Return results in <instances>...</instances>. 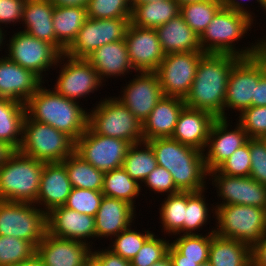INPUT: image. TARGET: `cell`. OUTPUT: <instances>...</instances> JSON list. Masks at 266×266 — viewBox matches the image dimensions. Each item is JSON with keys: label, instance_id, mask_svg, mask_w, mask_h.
<instances>
[{"label": "cell", "instance_id": "cell-45", "mask_svg": "<svg viewBox=\"0 0 266 266\" xmlns=\"http://www.w3.org/2000/svg\"><path fill=\"white\" fill-rule=\"evenodd\" d=\"M169 240L157 238L153 233L142 245L136 256L130 260L131 266H151L168 255Z\"/></svg>", "mask_w": 266, "mask_h": 266}, {"label": "cell", "instance_id": "cell-35", "mask_svg": "<svg viewBox=\"0 0 266 266\" xmlns=\"http://www.w3.org/2000/svg\"><path fill=\"white\" fill-rule=\"evenodd\" d=\"M141 146L144 149H141ZM156 166L157 161L154 150L147 141L131 144L122 164V168L126 173L139 184L146 179Z\"/></svg>", "mask_w": 266, "mask_h": 266}, {"label": "cell", "instance_id": "cell-57", "mask_svg": "<svg viewBox=\"0 0 266 266\" xmlns=\"http://www.w3.org/2000/svg\"><path fill=\"white\" fill-rule=\"evenodd\" d=\"M54 6H84L88 0H50Z\"/></svg>", "mask_w": 266, "mask_h": 266}, {"label": "cell", "instance_id": "cell-64", "mask_svg": "<svg viewBox=\"0 0 266 266\" xmlns=\"http://www.w3.org/2000/svg\"><path fill=\"white\" fill-rule=\"evenodd\" d=\"M85 266H99L92 258L86 263Z\"/></svg>", "mask_w": 266, "mask_h": 266}, {"label": "cell", "instance_id": "cell-43", "mask_svg": "<svg viewBox=\"0 0 266 266\" xmlns=\"http://www.w3.org/2000/svg\"><path fill=\"white\" fill-rule=\"evenodd\" d=\"M144 232L146 233L134 231L130 225L115 237V241H112L113 245L111 244L108 249L124 259L131 260L136 256L144 242L153 234L149 230Z\"/></svg>", "mask_w": 266, "mask_h": 266}, {"label": "cell", "instance_id": "cell-53", "mask_svg": "<svg viewBox=\"0 0 266 266\" xmlns=\"http://www.w3.org/2000/svg\"><path fill=\"white\" fill-rule=\"evenodd\" d=\"M168 255L171 259L172 266H199L208 261L183 259V255L172 244L169 246Z\"/></svg>", "mask_w": 266, "mask_h": 266}, {"label": "cell", "instance_id": "cell-40", "mask_svg": "<svg viewBox=\"0 0 266 266\" xmlns=\"http://www.w3.org/2000/svg\"><path fill=\"white\" fill-rule=\"evenodd\" d=\"M35 253L36 247L31 242L0 235V266H15Z\"/></svg>", "mask_w": 266, "mask_h": 266}, {"label": "cell", "instance_id": "cell-34", "mask_svg": "<svg viewBox=\"0 0 266 266\" xmlns=\"http://www.w3.org/2000/svg\"><path fill=\"white\" fill-rule=\"evenodd\" d=\"M62 163L65 165L72 188L102 191L104 172L86 162L75 151Z\"/></svg>", "mask_w": 266, "mask_h": 266}, {"label": "cell", "instance_id": "cell-32", "mask_svg": "<svg viewBox=\"0 0 266 266\" xmlns=\"http://www.w3.org/2000/svg\"><path fill=\"white\" fill-rule=\"evenodd\" d=\"M131 24L156 29L180 14V4L175 0L132 3Z\"/></svg>", "mask_w": 266, "mask_h": 266}, {"label": "cell", "instance_id": "cell-6", "mask_svg": "<svg viewBox=\"0 0 266 266\" xmlns=\"http://www.w3.org/2000/svg\"><path fill=\"white\" fill-rule=\"evenodd\" d=\"M88 112L87 126L96 134L135 144L144 141L142 123L117 97L105 98Z\"/></svg>", "mask_w": 266, "mask_h": 266}, {"label": "cell", "instance_id": "cell-5", "mask_svg": "<svg viewBox=\"0 0 266 266\" xmlns=\"http://www.w3.org/2000/svg\"><path fill=\"white\" fill-rule=\"evenodd\" d=\"M44 162L15 150L0 167V200L35 203Z\"/></svg>", "mask_w": 266, "mask_h": 266}, {"label": "cell", "instance_id": "cell-19", "mask_svg": "<svg viewBox=\"0 0 266 266\" xmlns=\"http://www.w3.org/2000/svg\"><path fill=\"white\" fill-rule=\"evenodd\" d=\"M90 246V242L58 238L47 232L37 245L36 254L44 266H85L91 259Z\"/></svg>", "mask_w": 266, "mask_h": 266}, {"label": "cell", "instance_id": "cell-28", "mask_svg": "<svg viewBox=\"0 0 266 266\" xmlns=\"http://www.w3.org/2000/svg\"><path fill=\"white\" fill-rule=\"evenodd\" d=\"M53 11L54 4L50 0H26L21 22H24V32L56 47Z\"/></svg>", "mask_w": 266, "mask_h": 266}, {"label": "cell", "instance_id": "cell-55", "mask_svg": "<svg viewBox=\"0 0 266 266\" xmlns=\"http://www.w3.org/2000/svg\"><path fill=\"white\" fill-rule=\"evenodd\" d=\"M255 106H266V72L255 85Z\"/></svg>", "mask_w": 266, "mask_h": 266}, {"label": "cell", "instance_id": "cell-50", "mask_svg": "<svg viewBox=\"0 0 266 266\" xmlns=\"http://www.w3.org/2000/svg\"><path fill=\"white\" fill-rule=\"evenodd\" d=\"M25 2L26 0H0V24L22 21Z\"/></svg>", "mask_w": 266, "mask_h": 266}, {"label": "cell", "instance_id": "cell-56", "mask_svg": "<svg viewBox=\"0 0 266 266\" xmlns=\"http://www.w3.org/2000/svg\"><path fill=\"white\" fill-rule=\"evenodd\" d=\"M15 150L6 142L0 140V167L8 160Z\"/></svg>", "mask_w": 266, "mask_h": 266}, {"label": "cell", "instance_id": "cell-58", "mask_svg": "<svg viewBox=\"0 0 266 266\" xmlns=\"http://www.w3.org/2000/svg\"><path fill=\"white\" fill-rule=\"evenodd\" d=\"M15 266H44L43 262L41 261L40 257L35 253L32 257L29 259L20 262L19 264Z\"/></svg>", "mask_w": 266, "mask_h": 266}, {"label": "cell", "instance_id": "cell-61", "mask_svg": "<svg viewBox=\"0 0 266 266\" xmlns=\"http://www.w3.org/2000/svg\"><path fill=\"white\" fill-rule=\"evenodd\" d=\"M177 3L180 5H184L187 3H192V2H198V1H203V0H175Z\"/></svg>", "mask_w": 266, "mask_h": 266}, {"label": "cell", "instance_id": "cell-14", "mask_svg": "<svg viewBox=\"0 0 266 266\" xmlns=\"http://www.w3.org/2000/svg\"><path fill=\"white\" fill-rule=\"evenodd\" d=\"M130 143L121 139L98 135L88 126L75 141V152L100 171L122 167Z\"/></svg>", "mask_w": 266, "mask_h": 266}, {"label": "cell", "instance_id": "cell-60", "mask_svg": "<svg viewBox=\"0 0 266 266\" xmlns=\"http://www.w3.org/2000/svg\"><path fill=\"white\" fill-rule=\"evenodd\" d=\"M260 42V54L266 59V36Z\"/></svg>", "mask_w": 266, "mask_h": 266}, {"label": "cell", "instance_id": "cell-3", "mask_svg": "<svg viewBox=\"0 0 266 266\" xmlns=\"http://www.w3.org/2000/svg\"><path fill=\"white\" fill-rule=\"evenodd\" d=\"M42 86L25 103L26 114L76 141L87 128L88 112L80 107L79 102Z\"/></svg>", "mask_w": 266, "mask_h": 266}, {"label": "cell", "instance_id": "cell-17", "mask_svg": "<svg viewBox=\"0 0 266 266\" xmlns=\"http://www.w3.org/2000/svg\"><path fill=\"white\" fill-rule=\"evenodd\" d=\"M125 43L136 72H155L165 57L156 29L129 24Z\"/></svg>", "mask_w": 266, "mask_h": 266}, {"label": "cell", "instance_id": "cell-12", "mask_svg": "<svg viewBox=\"0 0 266 266\" xmlns=\"http://www.w3.org/2000/svg\"><path fill=\"white\" fill-rule=\"evenodd\" d=\"M6 45L9 53L7 57L11 61L31 70L41 79L43 71L46 73L53 65L58 66V60L62 55L54 45L24 31L14 33Z\"/></svg>", "mask_w": 266, "mask_h": 266}, {"label": "cell", "instance_id": "cell-27", "mask_svg": "<svg viewBox=\"0 0 266 266\" xmlns=\"http://www.w3.org/2000/svg\"><path fill=\"white\" fill-rule=\"evenodd\" d=\"M103 83L104 77H113L125 75L134 70L127 51L125 39L108 43L95 49L90 56L86 58Z\"/></svg>", "mask_w": 266, "mask_h": 266}, {"label": "cell", "instance_id": "cell-25", "mask_svg": "<svg viewBox=\"0 0 266 266\" xmlns=\"http://www.w3.org/2000/svg\"><path fill=\"white\" fill-rule=\"evenodd\" d=\"M135 209L127 201L104 196L95 215L96 238L110 236L113 239L127 229L133 223Z\"/></svg>", "mask_w": 266, "mask_h": 266}, {"label": "cell", "instance_id": "cell-9", "mask_svg": "<svg viewBox=\"0 0 266 266\" xmlns=\"http://www.w3.org/2000/svg\"><path fill=\"white\" fill-rule=\"evenodd\" d=\"M48 232L47 213L34 203L0 200V235L14 236L35 247Z\"/></svg>", "mask_w": 266, "mask_h": 266}, {"label": "cell", "instance_id": "cell-47", "mask_svg": "<svg viewBox=\"0 0 266 266\" xmlns=\"http://www.w3.org/2000/svg\"><path fill=\"white\" fill-rule=\"evenodd\" d=\"M251 158L249 151V139L234 153L221 163L216 169L225 175L247 177L250 175Z\"/></svg>", "mask_w": 266, "mask_h": 266}, {"label": "cell", "instance_id": "cell-63", "mask_svg": "<svg viewBox=\"0 0 266 266\" xmlns=\"http://www.w3.org/2000/svg\"><path fill=\"white\" fill-rule=\"evenodd\" d=\"M154 1H161V0H131V3H148Z\"/></svg>", "mask_w": 266, "mask_h": 266}, {"label": "cell", "instance_id": "cell-4", "mask_svg": "<svg viewBox=\"0 0 266 266\" xmlns=\"http://www.w3.org/2000/svg\"><path fill=\"white\" fill-rule=\"evenodd\" d=\"M253 24L248 16L221 7L199 37L204 53L231 54L238 58H248L260 53V42L245 49H236L235 45ZM234 43V44H233Z\"/></svg>", "mask_w": 266, "mask_h": 266}, {"label": "cell", "instance_id": "cell-1", "mask_svg": "<svg viewBox=\"0 0 266 266\" xmlns=\"http://www.w3.org/2000/svg\"><path fill=\"white\" fill-rule=\"evenodd\" d=\"M239 59L231 54L205 53L198 63L189 93L184 98L185 105L223 118L228 78Z\"/></svg>", "mask_w": 266, "mask_h": 266}, {"label": "cell", "instance_id": "cell-31", "mask_svg": "<svg viewBox=\"0 0 266 266\" xmlns=\"http://www.w3.org/2000/svg\"><path fill=\"white\" fill-rule=\"evenodd\" d=\"M250 256L247 244L212 233L208 256L211 266H251Z\"/></svg>", "mask_w": 266, "mask_h": 266}, {"label": "cell", "instance_id": "cell-51", "mask_svg": "<svg viewBox=\"0 0 266 266\" xmlns=\"http://www.w3.org/2000/svg\"><path fill=\"white\" fill-rule=\"evenodd\" d=\"M91 258L99 266H131L130 260L124 259L119 255L114 254L109 249H102V251H92Z\"/></svg>", "mask_w": 266, "mask_h": 266}, {"label": "cell", "instance_id": "cell-20", "mask_svg": "<svg viewBox=\"0 0 266 266\" xmlns=\"http://www.w3.org/2000/svg\"><path fill=\"white\" fill-rule=\"evenodd\" d=\"M229 125L227 118H216L211 126L206 147L207 152L204 153L205 166L208 172L216 169L249 139L239 123L231 131L228 130Z\"/></svg>", "mask_w": 266, "mask_h": 266}, {"label": "cell", "instance_id": "cell-46", "mask_svg": "<svg viewBox=\"0 0 266 266\" xmlns=\"http://www.w3.org/2000/svg\"><path fill=\"white\" fill-rule=\"evenodd\" d=\"M237 121L249 138L266 137V106H251L239 114Z\"/></svg>", "mask_w": 266, "mask_h": 266}, {"label": "cell", "instance_id": "cell-41", "mask_svg": "<svg viewBox=\"0 0 266 266\" xmlns=\"http://www.w3.org/2000/svg\"><path fill=\"white\" fill-rule=\"evenodd\" d=\"M212 229L208 235L191 234L179 235L171 244L183 255V259L208 260L209 247L211 244Z\"/></svg>", "mask_w": 266, "mask_h": 266}, {"label": "cell", "instance_id": "cell-7", "mask_svg": "<svg viewBox=\"0 0 266 266\" xmlns=\"http://www.w3.org/2000/svg\"><path fill=\"white\" fill-rule=\"evenodd\" d=\"M215 208V209H214ZM215 214V234L247 244L250 248L266 233L264 209L257 206L217 205Z\"/></svg>", "mask_w": 266, "mask_h": 266}, {"label": "cell", "instance_id": "cell-16", "mask_svg": "<svg viewBox=\"0 0 266 266\" xmlns=\"http://www.w3.org/2000/svg\"><path fill=\"white\" fill-rule=\"evenodd\" d=\"M217 193L223 200L219 205H245L266 207V185L260 184L250 176L236 177L220 173L217 169L208 172ZM214 177V178H213Z\"/></svg>", "mask_w": 266, "mask_h": 266}, {"label": "cell", "instance_id": "cell-10", "mask_svg": "<svg viewBox=\"0 0 266 266\" xmlns=\"http://www.w3.org/2000/svg\"><path fill=\"white\" fill-rule=\"evenodd\" d=\"M266 72V59L256 56L240 58L232 67L226 89L223 118H228L225 110L240 111L255 106V85ZM227 108V109H226Z\"/></svg>", "mask_w": 266, "mask_h": 266}, {"label": "cell", "instance_id": "cell-44", "mask_svg": "<svg viewBox=\"0 0 266 266\" xmlns=\"http://www.w3.org/2000/svg\"><path fill=\"white\" fill-rule=\"evenodd\" d=\"M103 197L102 191L72 188L64 206L95 217Z\"/></svg>", "mask_w": 266, "mask_h": 266}, {"label": "cell", "instance_id": "cell-21", "mask_svg": "<svg viewBox=\"0 0 266 266\" xmlns=\"http://www.w3.org/2000/svg\"><path fill=\"white\" fill-rule=\"evenodd\" d=\"M47 227L48 233L58 238L84 243H88L87 238H96L95 217L78 213L64 205L47 213Z\"/></svg>", "mask_w": 266, "mask_h": 266}, {"label": "cell", "instance_id": "cell-52", "mask_svg": "<svg viewBox=\"0 0 266 266\" xmlns=\"http://www.w3.org/2000/svg\"><path fill=\"white\" fill-rule=\"evenodd\" d=\"M251 266H266V233L251 247Z\"/></svg>", "mask_w": 266, "mask_h": 266}, {"label": "cell", "instance_id": "cell-13", "mask_svg": "<svg viewBox=\"0 0 266 266\" xmlns=\"http://www.w3.org/2000/svg\"><path fill=\"white\" fill-rule=\"evenodd\" d=\"M202 51L166 54L155 71L163 95L185 98L196 75Z\"/></svg>", "mask_w": 266, "mask_h": 266}, {"label": "cell", "instance_id": "cell-23", "mask_svg": "<svg viewBox=\"0 0 266 266\" xmlns=\"http://www.w3.org/2000/svg\"><path fill=\"white\" fill-rule=\"evenodd\" d=\"M215 119L216 117L207 111L185 106L181 110L171 138L204 153Z\"/></svg>", "mask_w": 266, "mask_h": 266}, {"label": "cell", "instance_id": "cell-29", "mask_svg": "<svg viewBox=\"0 0 266 266\" xmlns=\"http://www.w3.org/2000/svg\"><path fill=\"white\" fill-rule=\"evenodd\" d=\"M165 54L202 51L199 36L186 24L179 14L156 28Z\"/></svg>", "mask_w": 266, "mask_h": 266}, {"label": "cell", "instance_id": "cell-59", "mask_svg": "<svg viewBox=\"0 0 266 266\" xmlns=\"http://www.w3.org/2000/svg\"><path fill=\"white\" fill-rule=\"evenodd\" d=\"M151 266H172L171 259L169 258V255H167L165 258L161 259L158 262H155Z\"/></svg>", "mask_w": 266, "mask_h": 266}, {"label": "cell", "instance_id": "cell-65", "mask_svg": "<svg viewBox=\"0 0 266 266\" xmlns=\"http://www.w3.org/2000/svg\"><path fill=\"white\" fill-rule=\"evenodd\" d=\"M199 266H211V264L207 261L205 263L200 264Z\"/></svg>", "mask_w": 266, "mask_h": 266}, {"label": "cell", "instance_id": "cell-18", "mask_svg": "<svg viewBox=\"0 0 266 266\" xmlns=\"http://www.w3.org/2000/svg\"><path fill=\"white\" fill-rule=\"evenodd\" d=\"M121 91L119 99L143 124L158 101L163 97L156 72L140 71Z\"/></svg>", "mask_w": 266, "mask_h": 266}, {"label": "cell", "instance_id": "cell-26", "mask_svg": "<svg viewBox=\"0 0 266 266\" xmlns=\"http://www.w3.org/2000/svg\"><path fill=\"white\" fill-rule=\"evenodd\" d=\"M185 106L183 98L163 95L142 124L144 141L171 137Z\"/></svg>", "mask_w": 266, "mask_h": 266}, {"label": "cell", "instance_id": "cell-66", "mask_svg": "<svg viewBox=\"0 0 266 266\" xmlns=\"http://www.w3.org/2000/svg\"><path fill=\"white\" fill-rule=\"evenodd\" d=\"M264 218H265V229H266V207L264 208Z\"/></svg>", "mask_w": 266, "mask_h": 266}, {"label": "cell", "instance_id": "cell-36", "mask_svg": "<svg viewBox=\"0 0 266 266\" xmlns=\"http://www.w3.org/2000/svg\"><path fill=\"white\" fill-rule=\"evenodd\" d=\"M141 191L140 184L120 167L104 173L102 193L106 197L127 201L135 207V197Z\"/></svg>", "mask_w": 266, "mask_h": 266}, {"label": "cell", "instance_id": "cell-67", "mask_svg": "<svg viewBox=\"0 0 266 266\" xmlns=\"http://www.w3.org/2000/svg\"><path fill=\"white\" fill-rule=\"evenodd\" d=\"M261 2L266 7V0H261Z\"/></svg>", "mask_w": 266, "mask_h": 266}, {"label": "cell", "instance_id": "cell-62", "mask_svg": "<svg viewBox=\"0 0 266 266\" xmlns=\"http://www.w3.org/2000/svg\"><path fill=\"white\" fill-rule=\"evenodd\" d=\"M3 35H4V33H3L1 25H0V48H2L1 46H3V44H5V43H3L4 42L3 40H5V35L4 36Z\"/></svg>", "mask_w": 266, "mask_h": 266}, {"label": "cell", "instance_id": "cell-8", "mask_svg": "<svg viewBox=\"0 0 266 266\" xmlns=\"http://www.w3.org/2000/svg\"><path fill=\"white\" fill-rule=\"evenodd\" d=\"M19 151L45 163L62 162L75 151V141L48 124L32 120L26 114Z\"/></svg>", "mask_w": 266, "mask_h": 266}, {"label": "cell", "instance_id": "cell-54", "mask_svg": "<svg viewBox=\"0 0 266 266\" xmlns=\"http://www.w3.org/2000/svg\"><path fill=\"white\" fill-rule=\"evenodd\" d=\"M257 2H259L260 6L264 8L266 12V7L262 4L261 0H257ZM221 3L222 7L230 9L237 13L244 14L254 21L253 19L254 17H252V13L250 12V10L247 11V8L244 6L242 2H239V0H221Z\"/></svg>", "mask_w": 266, "mask_h": 266}, {"label": "cell", "instance_id": "cell-2", "mask_svg": "<svg viewBox=\"0 0 266 266\" xmlns=\"http://www.w3.org/2000/svg\"><path fill=\"white\" fill-rule=\"evenodd\" d=\"M147 142L154 150L157 165L172 175L175 186L180 191L205 190L208 171L202 151L181 144L171 137L156 138Z\"/></svg>", "mask_w": 266, "mask_h": 266}, {"label": "cell", "instance_id": "cell-38", "mask_svg": "<svg viewBox=\"0 0 266 266\" xmlns=\"http://www.w3.org/2000/svg\"><path fill=\"white\" fill-rule=\"evenodd\" d=\"M164 203L161 204L160 219L164 232L178 236L183 233V222L187 207V191L166 195Z\"/></svg>", "mask_w": 266, "mask_h": 266}, {"label": "cell", "instance_id": "cell-30", "mask_svg": "<svg viewBox=\"0 0 266 266\" xmlns=\"http://www.w3.org/2000/svg\"><path fill=\"white\" fill-rule=\"evenodd\" d=\"M87 18L84 6H54L53 28L56 34V48L62 54L74 42Z\"/></svg>", "mask_w": 266, "mask_h": 266}, {"label": "cell", "instance_id": "cell-49", "mask_svg": "<svg viewBox=\"0 0 266 266\" xmlns=\"http://www.w3.org/2000/svg\"><path fill=\"white\" fill-rule=\"evenodd\" d=\"M143 183L157 193L167 192V195H171L180 192L175 186L172 175L159 165L146 177Z\"/></svg>", "mask_w": 266, "mask_h": 266}, {"label": "cell", "instance_id": "cell-11", "mask_svg": "<svg viewBox=\"0 0 266 266\" xmlns=\"http://www.w3.org/2000/svg\"><path fill=\"white\" fill-rule=\"evenodd\" d=\"M131 18L93 19L88 17L65 54L87 58L97 48L125 39Z\"/></svg>", "mask_w": 266, "mask_h": 266}, {"label": "cell", "instance_id": "cell-15", "mask_svg": "<svg viewBox=\"0 0 266 266\" xmlns=\"http://www.w3.org/2000/svg\"><path fill=\"white\" fill-rule=\"evenodd\" d=\"M58 63L64 65L60 68L58 81L56 80L53 89L61 96L76 101L79 98H85L89 93H94L99 86L101 87L102 82L97 71L87 59L74 58L63 53Z\"/></svg>", "mask_w": 266, "mask_h": 266}, {"label": "cell", "instance_id": "cell-48", "mask_svg": "<svg viewBox=\"0 0 266 266\" xmlns=\"http://www.w3.org/2000/svg\"><path fill=\"white\" fill-rule=\"evenodd\" d=\"M251 158L250 177L266 185V141L260 138H249Z\"/></svg>", "mask_w": 266, "mask_h": 266}, {"label": "cell", "instance_id": "cell-39", "mask_svg": "<svg viewBox=\"0 0 266 266\" xmlns=\"http://www.w3.org/2000/svg\"><path fill=\"white\" fill-rule=\"evenodd\" d=\"M205 191L198 192L187 191V207L185 210V219L183 222V235L198 234L194 233L200 227L208 222L209 209L206 199L203 195ZM194 231V232H193Z\"/></svg>", "mask_w": 266, "mask_h": 266}, {"label": "cell", "instance_id": "cell-37", "mask_svg": "<svg viewBox=\"0 0 266 266\" xmlns=\"http://www.w3.org/2000/svg\"><path fill=\"white\" fill-rule=\"evenodd\" d=\"M221 7V0L192 2L180 5V15L186 24L200 37Z\"/></svg>", "mask_w": 266, "mask_h": 266}, {"label": "cell", "instance_id": "cell-24", "mask_svg": "<svg viewBox=\"0 0 266 266\" xmlns=\"http://www.w3.org/2000/svg\"><path fill=\"white\" fill-rule=\"evenodd\" d=\"M71 190L72 185L65 165L62 162H44L39 193L34 204L45 206L42 209L49 213L53 208L63 206L66 203Z\"/></svg>", "mask_w": 266, "mask_h": 266}, {"label": "cell", "instance_id": "cell-42", "mask_svg": "<svg viewBox=\"0 0 266 266\" xmlns=\"http://www.w3.org/2000/svg\"><path fill=\"white\" fill-rule=\"evenodd\" d=\"M131 0H88L87 17L93 19L131 18Z\"/></svg>", "mask_w": 266, "mask_h": 266}, {"label": "cell", "instance_id": "cell-33", "mask_svg": "<svg viewBox=\"0 0 266 266\" xmlns=\"http://www.w3.org/2000/svg\"><path fill=\"white\" fill-rule=\"evenodd\" d=\"M25 117V104L0 97V140L14 150H19L22 143Z\"/></svg>", "mask_w": 266, "mask_h": 266}, {"label": "cell", "instance_id": "cell-22", "mask_svg": "<svg viewBox=\"0 0 266 266\" xmlns=\"http://www.w3.org/2000/svg\"><path fill=\"white\" fill-rule=\"evenodd\" d=\"M44 83L38 75L11 61L0 58V97L25 104Z\"/></svg>", "mask_w": 266, "mask_h": 266}]
</instances>
